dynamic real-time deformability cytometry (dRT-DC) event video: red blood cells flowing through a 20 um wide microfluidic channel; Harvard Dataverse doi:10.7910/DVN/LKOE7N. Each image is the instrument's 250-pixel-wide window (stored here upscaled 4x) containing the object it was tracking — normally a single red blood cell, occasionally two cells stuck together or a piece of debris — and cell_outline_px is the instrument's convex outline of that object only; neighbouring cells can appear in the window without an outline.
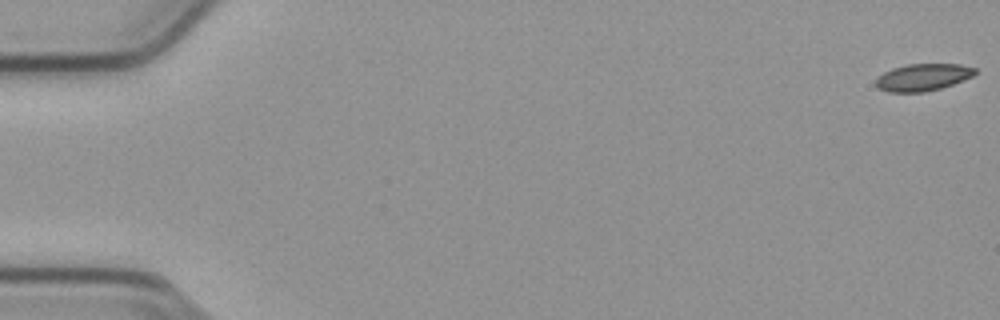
{"species": "common noctule bat (a hibernating species)", "species_latin": "Nyctalus noctula", "temperature_condition": "cold", "stored_images_in_passage": 55, "camera_frame_rate_fps": 3000, "um_per_image_px": 0.085, "animal": {"sex": "male", "body_mass_g": 23.1, "forearm_length_mm": 52.7}, "frame": {"image": 1, "passage_image": 1, "time_ms": 0.0, "image_size_px": [1000, 320], "cell_outline_px": [[976, 72], [972, 76], [964, 80], [940, 88], [924, 92], [888, 92], [880, 88], [876, 84], [876, 76], [892, 68], [908, 64], [960, 64], [976, 68]], "centroid_in_image_um": [78.44, 6.56], "position_along_channel_um": 6.6, "area_um2": 15.61}}
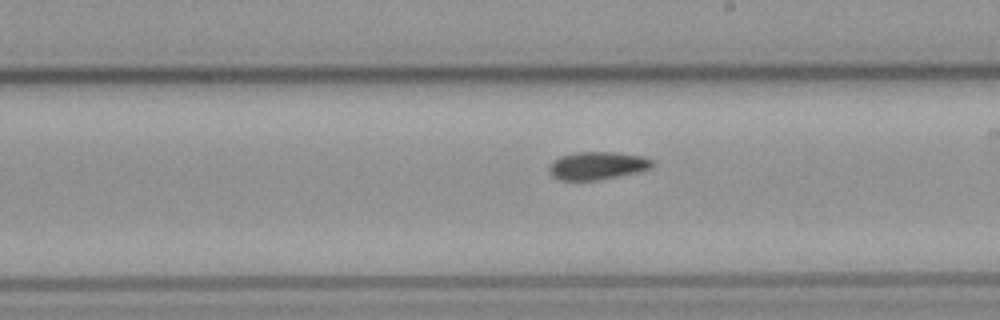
{"frame": {"image": 2, "passage_image": 32, "time_ms": 10.333, "image_size_px": [1000, 320], "cell_outline_px": [[652, 168], [636, 172], [596, 180], [560, 180], [552, 176], [548, 172], [548, 168], [552, 160], [560, 156], [576, 152], [616, 152], [644, 156], [652, 160]], "centroid_in_image_um": [50.73, 14.07], "position_along_channel_um": 238.3, "area_um2": 16.76}}
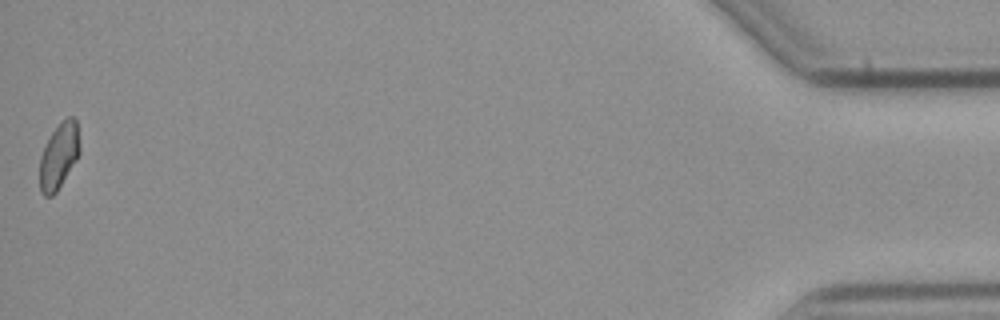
{"frame": {"image": 3, "passage_image": 55, "time_ms": 18.0, "image_size_px": [1000, 320], "cell_outline_px": [[80, 152], [76, 160], [56, 192], [52, 196], [44, 196], [40, 192], [40, 156], [52, 132], [60, 120], [68, 116], [72, 116], [76, 120], [80, 148]], "centroid_in_image_um": [5.01, 13.23], "position_along_channel_um": 430.2, "area_um2": 15.26}}